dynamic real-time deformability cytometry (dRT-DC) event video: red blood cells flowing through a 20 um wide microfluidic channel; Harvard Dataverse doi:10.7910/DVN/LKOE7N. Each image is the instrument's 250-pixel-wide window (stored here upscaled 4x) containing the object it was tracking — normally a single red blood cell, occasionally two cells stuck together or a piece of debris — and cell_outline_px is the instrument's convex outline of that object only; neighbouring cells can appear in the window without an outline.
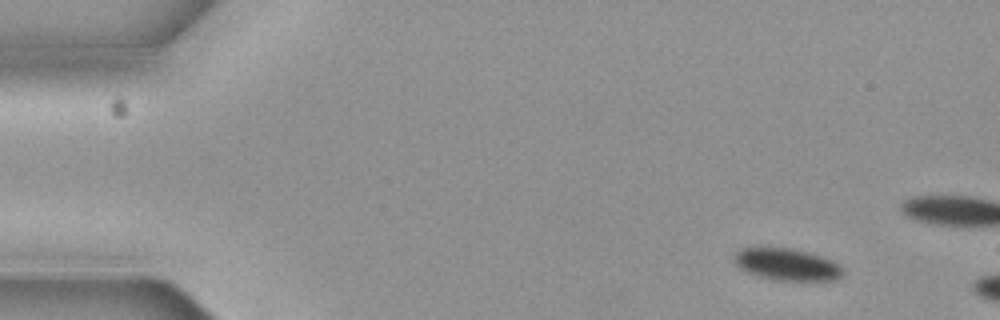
{"species": "common noctule bat (a hibernating species)", "species_latin": "Nyctalus noctula", "temperature_condition": "cold", "stored_images_in_passage": 3, "camera_frame_rate_fps": 3000, "um_per_image_px": 0.085, "animal": {"sex": "female", "body_mass_g": 19.3, "forearm_length_mm": 54.1}, "frame": {"image": 1, "passage_image": 1, "time_ms": 0.0, "image_size_px": [1000, 320], "cell_outline_px": [[844, 276], [836, 280], [776, 280], [756, 276], [740, 268], [732, 260], [732, 256], [740, 248], [792, 248], [808, 252], [832, 260], [840, 264], [844, 268]], "centroid_in_image_um": [66.91, 22.48], "position_along_channel_um": 18.1, "area_um2": 20.46}}